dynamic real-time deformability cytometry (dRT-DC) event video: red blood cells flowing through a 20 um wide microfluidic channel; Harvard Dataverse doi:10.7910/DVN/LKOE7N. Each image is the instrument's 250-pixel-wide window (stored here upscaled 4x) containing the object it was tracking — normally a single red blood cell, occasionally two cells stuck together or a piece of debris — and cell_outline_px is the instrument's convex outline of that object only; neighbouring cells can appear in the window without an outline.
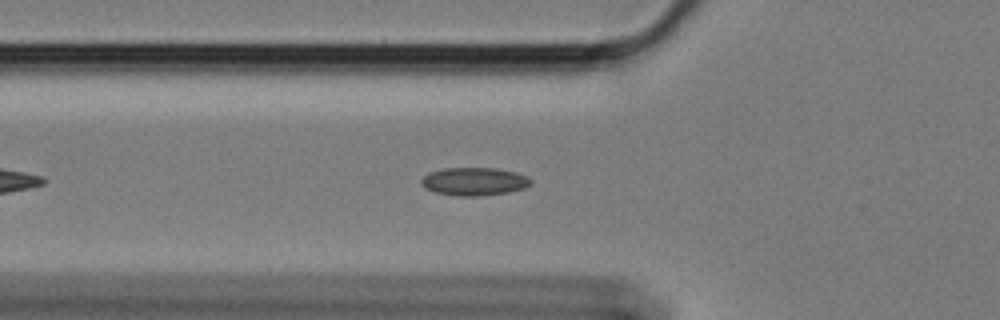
{"species": "Egyptian fruit bat (a non-hibernating species)", "species_latin": "Rousettus aegyptiacus", "temperature_condition": "cold", "stored_images_in_passage": 45, "camera_frame_rate_fps": 3000, "um_per_image_px": 0.085, "animal": {"sex": "female"}, "frame": {"image": 1, "passage_image": 6, "time_ms": 1.667, "image_size_px": [1000, 320], "cell_outline_px": [[532, 184], [524, 188], [508, 192], [480, 196], [456, 196], [436, 192], [424, 188], [420, 184], [420, 180], [428, 172], [444, 168], [492, 168], [516, 172], [528, 176], [532, 180]], "centroid_in_image_um": [40.3, 15.42], "position_along_channel_um": 85.5, "area_um2": 18.03}}
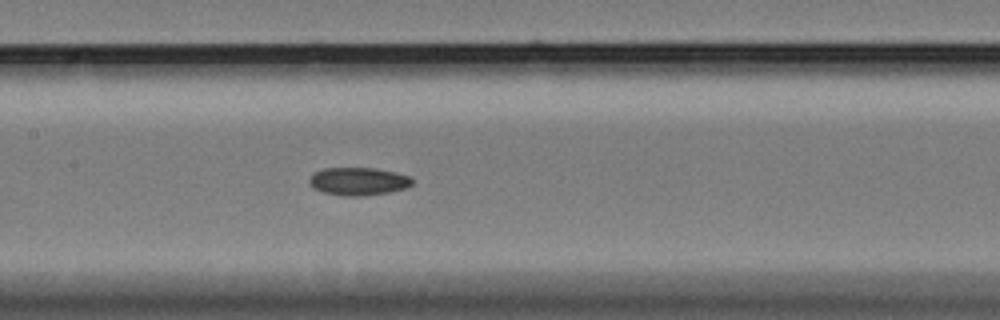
{"frame": {"image": 2, "passage_image": 14, "time_ms": 4.333, "image_size_px": [1000, 320], "cell_outline_px": [[416, 180], [408, 188], [388, 192], [364, 196], [344, 196], [324, 192], [312, 188], [308, 180], [316, 172], [324, 168], [376, 168], [396, 172], [412, 176]], "centroid_in_image_um": [30.53, 15.41], "position_along_channel_um": 176.9, "area_um2": 16.94}}
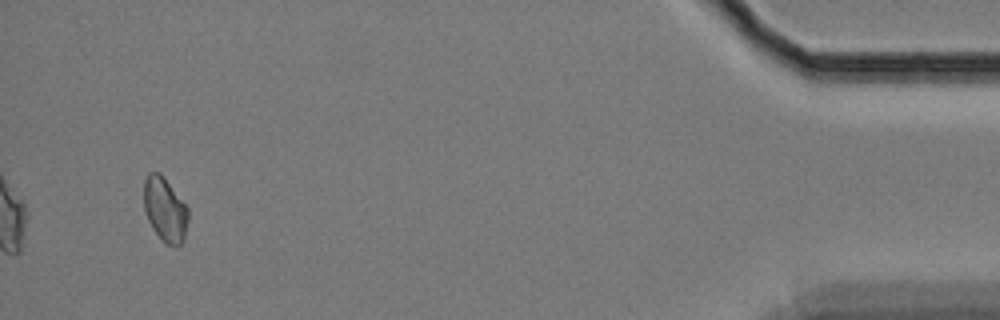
{"frame": {"image": 3, "passage_image": 42, "time_ms": 13.667, "image_size_px": [1000, 320], "cell_outline_px": [[188, 220], [184, 236], [180, 244], [164, 244], [160, 240], [152, 228], [144, 212], [144, 180], [148, 172], [160, 172], [164, 176], [188, 208]], "centroid_in_image_um": [14.0, 17.78], "position_along_channel_um": 421.2, "area_um2": 16.65}}